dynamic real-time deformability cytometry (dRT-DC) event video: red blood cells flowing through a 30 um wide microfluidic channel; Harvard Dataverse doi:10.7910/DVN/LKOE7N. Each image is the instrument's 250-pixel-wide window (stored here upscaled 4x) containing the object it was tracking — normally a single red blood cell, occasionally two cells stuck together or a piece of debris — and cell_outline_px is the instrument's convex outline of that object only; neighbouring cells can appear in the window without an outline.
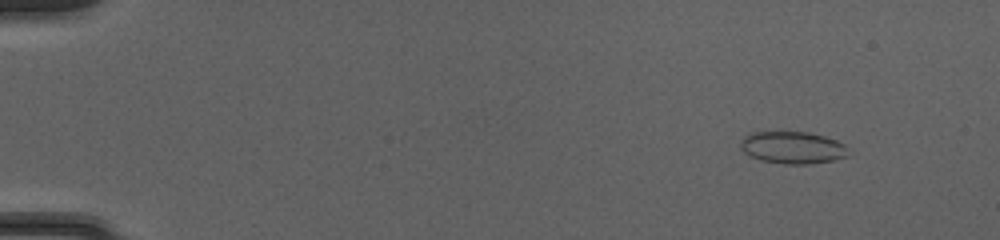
{"species": "common noctule bat (a hibernating species)", "species_latin": "Nyctalus noctula", "temperature_condition": "cold", "stored_images_in_passage": 51, "camera_frame_rate_fps": 3000, "um_per_image_px": 0.085, "animal": {"sex": "female", "body_mass_g": 20.0, "forearm_length_mm": 54.0}, "frame": {"image": 1, "passage_image": 6, "time_ms": 1.667, "image_size_px": [1000, 240], "cell_outline_px": [[848, 156], [832, 160], [808, 164], [784, 164], [760, 160], [744, 152], [740, 148], [740, 140], [748, 132], [808, 132], [824, 136], [836, 140], [844, 144], [848, 148]], "centroid_in_image_um": [67.35, 12.54], "position_along_channel_um": 17.7, "area_um2": 20.29}}
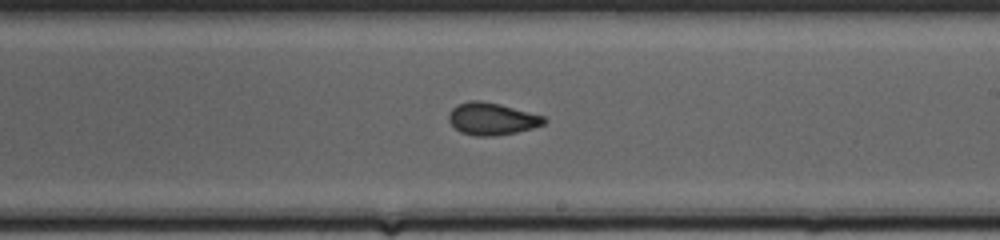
{"frame": {"image": 2, "passage_image": 32, "time_ms": 10.333, "image_size_px": [1000, 240], "cell_outline_px": [[548, 120], [544, 124], [532, 128], [516, 132], [492, 136], [476, 136], [460, 132], [448, 120], [448, 112], [456, 104], [468, 100], [480, 100], [500, 104], [544, 116]], "centroid_in_image_um": [41.78, 10.09], "position_along_channel_um": 247.2, "area_um2": 17.98}}
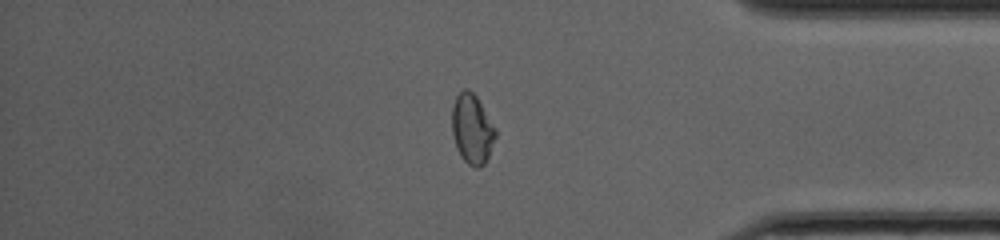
{"frame": {"image": 3, "passage_image": 44, "time_ms": 14.333, "image_size_px": [1000, 240], "cell_outline_px": [[496, 136], [488, 156], [484, 164], [480, 168], [476, 168], [468, 164], [460, 156], [456, 148], [452, 132], [452, 108], [456, 96], [464, 88], [468, 88], [476, 96], [496, 128]], "centroid_in_image_um": [40.12, 10.97], "position_along_channel_um": 395.1, "area_um2": 17.69}, "authors_computed_cell_mechanics": {"area_um2": 18.0914, "velocity_mm_per_s": 4.1686, "shape_relaxation_time_tau1_ms": null, "shape_relaxation_time_tau2_ms": 1.5515, "deformation_change_tau1": null, "deformation_change_tau2": 0.0624}}